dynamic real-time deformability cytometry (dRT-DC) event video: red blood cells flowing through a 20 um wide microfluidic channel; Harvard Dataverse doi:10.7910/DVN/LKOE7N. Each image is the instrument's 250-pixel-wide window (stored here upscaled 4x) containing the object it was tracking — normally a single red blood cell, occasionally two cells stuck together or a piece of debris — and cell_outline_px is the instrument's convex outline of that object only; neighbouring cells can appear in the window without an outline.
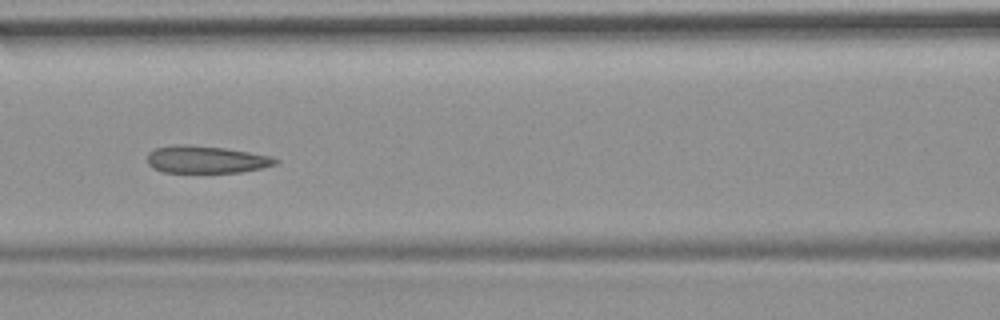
{"species": "common noctule bat (a hibernating species)", "species_latin": "Nyctalus noctula", "temperature_condition": "room temperature", "stored_images_in_passage": 53, "camera_frame_rate_fps": 3000, "um_per_image_px": 0.085, "animal": {"sex": "female", "body_mass_g": 19.9}, "frame": {"image": 1, "passage_image": 23, "time_ms": 7.333, "image_size_px": [1000, 320], "cell_outline_px": [[280, 160], [276, 164], [260, 168], [240, 172], [164, 172], [152, 168], [148, 164], [148, 152], [156, 148], [224, 148], [248, 152], [268, 156]], "centroid_in_image_um": [17.57, 13.62], "position_along_channel_um": 149.0, "area_um2": 19.07}, "authors_computed_cell_mechanics": {"area_um2": 22.1374, "velocity_mm_per_s": 3.6813, "shape_relaxation_time_tau1_ms": null, "shape_relaxation_time_tau2_ms": 2.1629, "deformation_change_tau1": null, "deformation_change_tau2": 0.0686}}